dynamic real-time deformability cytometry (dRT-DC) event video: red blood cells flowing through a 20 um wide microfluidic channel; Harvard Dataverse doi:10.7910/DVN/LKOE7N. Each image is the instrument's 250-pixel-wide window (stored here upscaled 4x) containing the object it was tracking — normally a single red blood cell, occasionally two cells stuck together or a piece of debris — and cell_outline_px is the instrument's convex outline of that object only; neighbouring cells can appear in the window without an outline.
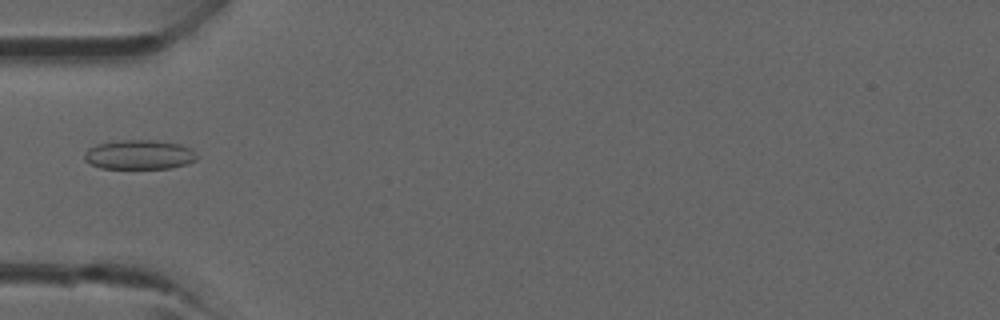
{"species": "common noctule bat (a hibernating species)", "species_latin": "Nyctalus noctula", "temperature_condition": "room temperature", "stored_images_in_passage": 3, "camera_frame_rate_fps": 3000, "um_per_image_px": 0.085, "animal": {"sex": "male", "forearm_length_mm": 52.5}, "frame": {"image": 1, "passage_image": 3, "time_ms": 2.333, "image_size_px": [1000, 320], "cell_outline_px": [[196, 160], [188, 164], [172, 168], [100, 168], [84, 160], [84, 152], [88, 148], [96, 144], [120, 140], [152, 140], [180, 144], [192, 148], [196, 152]], "centroid_in_image_um": [11.85, 13.14], "position_along_channel_um": 73.2, "area_um2": 19.42}}